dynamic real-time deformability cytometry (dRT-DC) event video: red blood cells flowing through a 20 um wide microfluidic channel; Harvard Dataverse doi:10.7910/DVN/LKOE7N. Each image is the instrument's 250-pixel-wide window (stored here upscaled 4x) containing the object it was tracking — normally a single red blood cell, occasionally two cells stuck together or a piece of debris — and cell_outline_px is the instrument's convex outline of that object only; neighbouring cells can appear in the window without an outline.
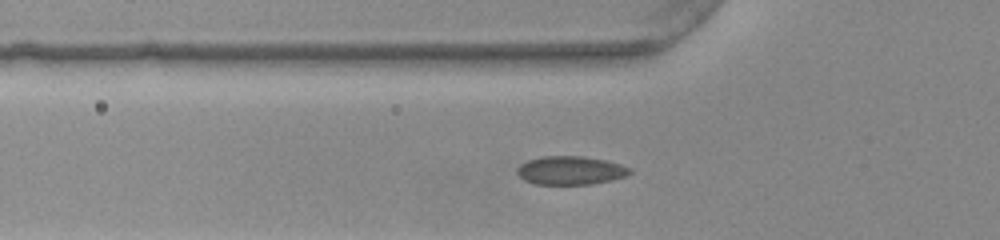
{"species": "common noctule bat (a hibernating species)", "species_latin": "Nyctalus noctula", "temperature_condition": "warm", "stored_images_in_passage": 51, "camera_frame_rate_fps": 3000, "um_per_image_px": 0.085, "animal": {"sex": "female", "body_mass_g": 22.0, "forearm_length_mm": 56.7}, "frame": {"image": 1, "passage_image": 17, "time_ms": 5.333, "image_size_px": [1000, 240], "cell_outline_px": [[632, 172], [624, 176], [612, 180], [592, 184], [536, 184], [524, 180], [516, 172], [516, 168], [520, 164], [528, 160], [544, 156], [580, 156], [604, 160], [620, 164], [632, 168]], "centroid_in_image_um": [48.48, 14.49], "position_along_channel_um": 77.3, "area_um2": 18.67}}
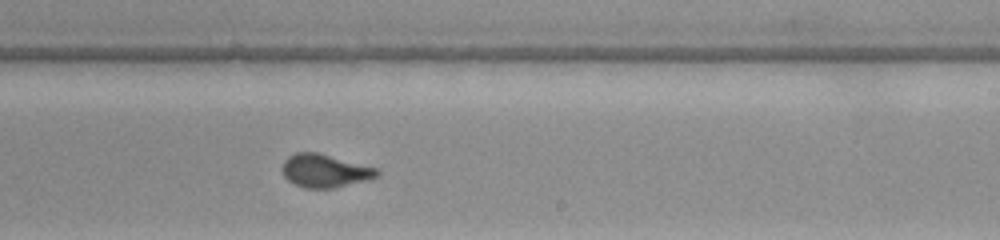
{"frame": {"image": 2, "passage_image": 31, "time_ms": 10.0, "image_size_px": [1000, 240], "cell_outline_px": [[380, 176], [368, 180], [336, 188], [304, 188], [288, 180], [284, 176], [280, 168], [284, 160], [288, 156], [296, 152], [316, 152], [376, 168], [380, 172]], "centroid_in_image_um": [27.6, 14.53], "position_along_channel_um": 261.4, "area_um2": 18.38}}
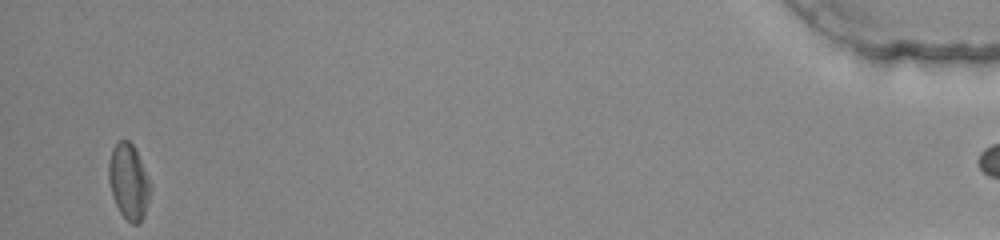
{"frame": {"image": 3, "passage_image": 50, "time_ms": 16.333, "image_size_px": [1000, 240], "cell_outline_px": [[152, 188], [144, 216], [140, 224], [132, 224], [120, 212], [112, 196], [108, 180], [108, 164], [112, 148], [120, 140], [128, 140], [132, 144], [140, 160]], "centroid_in_image_um": [10.93, 15.47], "position_along_channel_um": 424.3, "area_um2": 18.21}}